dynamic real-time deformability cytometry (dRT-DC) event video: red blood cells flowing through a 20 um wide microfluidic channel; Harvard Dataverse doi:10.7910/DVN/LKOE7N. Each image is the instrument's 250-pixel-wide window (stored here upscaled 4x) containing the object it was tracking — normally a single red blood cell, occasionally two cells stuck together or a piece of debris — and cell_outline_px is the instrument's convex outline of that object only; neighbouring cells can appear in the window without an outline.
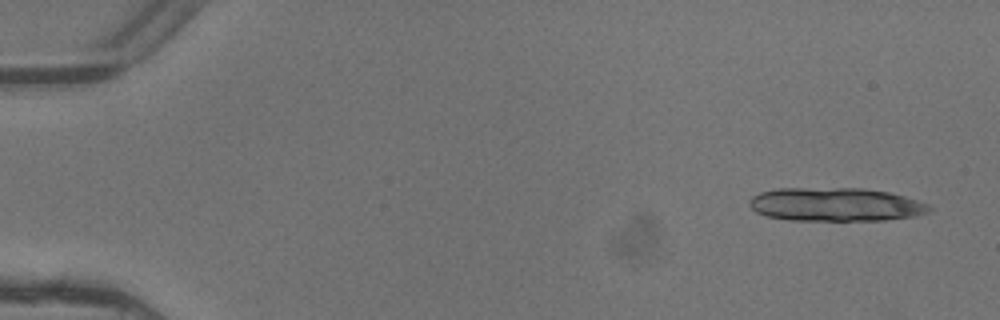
{"species": "common noctule bat (a hibernating species)", "species_latin": "Nyctalus noctula", "temperature_condition": "warm", "stored_images_in_passage": 5, "camera_frame_rate_fps": 3000, "um_per_image_px": 0.085, "animal": {"sex": "female"}, "frame": {"image": 1, "passage_image": 1, "time_ms": 0.0, "image_size_px": [1000, 320], "cell_outline_px": [[932, 208], [928, 212], [916, 216], [884, 220], [788, 220], [768, 216], [756, 212], [748, 204], [748, 200], [752, 196], [760, 192], [776, 188], [864, 188], [888, 192], [904, 196], [928, 204]], "centroid_in_image_um": [71.0, 17.38], "position_along_channel_um": 14.0, "area_um2": 35.26}}
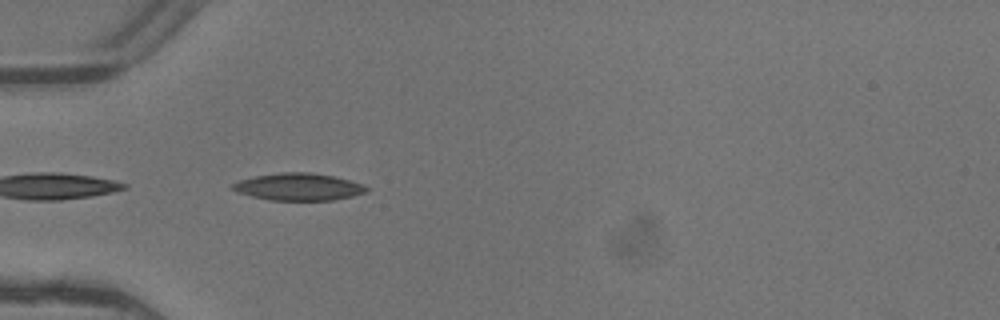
{"frame": {"image": 2, "passage_image": 5, "time_ms": 1.333, "image_size_px": [1000, 320], "cell_outline_px": [[368, 192], [352, 196], [332, 200], [272, 200], [252, 196], [236, 192], [228, 188], [232, 184], [240, 180], [256, 176], [280, 172], [312, 172], [336, 176], [364, 184], [368, 188]], "centroid_in_image_um": [25.39, 15.87], "position_along_channel_um": 59.6, "area_um2": 21.39}}